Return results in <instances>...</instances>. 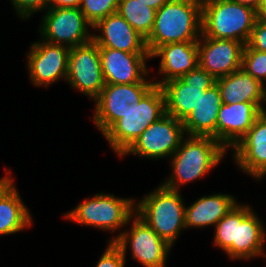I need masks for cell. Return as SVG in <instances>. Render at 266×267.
Masks as SVG:
<instances>
[{
	"mask_svg": "<svg viewBox=\"0 0 266 267\" xmlns=\"http://www.w3.org/2000/svg\"><path fill=\"white\" fill-rule=\"evenodd\" d=\"M247 74L266 84V52L254 50L247 44L242 54V67Z\"/></svg>",
	"mask_w": 266,
	"mask_h": 267,
	"instance_id": "obj_28",
	"label": "cell"
},
{
	"mask_svg": "<svg viewBox=\"0 0 266 267\" xmlns=\"http://www.w3.org/2000/svg\"><path fill=\"white\" fill-rule=\"evenodd\" d=\"M133 215H135L134 199L96 193L93 198L81 202L64 216L80 225L116 232L132 222Z\"/></svg>",
	"mask_w": 266,
	"mask_h": 267,
	"instance_id": "obj_6",
	"label": "cell"
},
{
	"mask_svg": "<svg viewBox=\"0 0 266 267\" xmlns=\"http://www.w3.org/2000/svg\"><path fill=\"white\" fill-rule=\"evenodd\" d=\"M150 57L161 58L159 73L164 76L154 82L161 86L166 81L181 78L199 65L198 43L178 42L159 46Z\"/></svg>",
	"mask_w": 266,
	"mask_h": 267,
	"instance_id": "obj_20",
	"label": "cell"
},
{
	"mask_svg": "<svg viewBox=\"0 0 266 267\" xmlns=\"http://www.w3.org/2000/svg\"><path fill=\"white\" fill-rule=\"evenodd\" d=\"M156 11L139 0H120L117 10L145 39L152 32Z\"/></svg>",
	"mask_w": 266,
	"mask_h": 267,
	"instance_id": "obj_25",
	"label": "cell"
},
{
	"mask_svg": "<svg viewBox=\"0 0 266 267\" xmlns=\"http://www.w3.org/2000/svg\"><path fill=\"white\" fill-rule=\"evenodd\" d=\"M129 231L113 236L109 242H114L126 257L129 245L133 259L144 267H166V260L172 248L151 227L136 214Z\"/></svg>",
	"mask_w": 266,
	"mask_h": 267,
	"instance_id": "obj_8",
	"label": "cell"
},
{
	"mask_svg": "<svg viewBox=\"0 0 266 267\" xmlns=\"http://www.w3.org/2000/svg\"><path fill=\"white\" fill-rule=\"evenodd\" d=\"M222 102L224 104H236L251 102L257 104L263 111V103L266 102V87L264 83L239 69L227 76L215 80Z\"/></svg>",
	"mask_w": 266,
	"mask_h": 267,
	"instance_id": "obj_22",
	"label": "cell"
},
{
	"mask_svg": "<svg viewBox=\"0 0 266 267\" xmlns=\"http://www.w3.org/2000/svg\"><path fill=\"white\" fill-rule=\"evenodd\" d=\"M247 45L254 50L266 52V20H256Z\"/></svg>",
	"mask_w": 266,
	"mask_h": 267,
	"instance_id": "obj_31",
	"label": "cell"
},
{
	"mask_svg": "<svg viewBox=\"0 0 266 267\" xmlns=\"http://www.w3.org/2000/svg\"><path fill=\"white\" fill-rule=\"evenodd\" d=\"M234 1L238 2L239 4L250 6L255 10H257V12L259 10L260 0H234Z\"/></svg>",
	"mask_w": 266,
	"mask_h": 267,
	"instance_id": "obj_34",
	"label": "cell"
},
{
	"mask_svg": "<svg viewBox=\"0 0 266 267\" xmlns=\"http://www.w3.org/2000/svg\"><path fill=\"white\" fill-rule=\"evenodd\" d=\"M82 0H46V10L57 8H80Z\"/></svg>",
	"mask_w": 266,
	"mask_h": 267,
	"instance_id": "obj_32",
	"label": "cell"
},
{
	"mask_svg": "<svg viewBox=\"0 0 266 267\" xmlns=\"http://www.w3.org/2000/svg\"><path fill=\"white\" fill-rule=\"evenodd\" d=\"M265 239V228L256 213L249 205L237 203L236 242L225 253L232 260H249L261 255L266 258Z\"/></svg>",
	"mask_w": 266,
	"mask_h": 267,
	"instance_id": "obj_17",
	"label": "cell"
},
{
	"mask_svg": "<svg viewBox=\"0 0 266 267\" xmlns=\"http://www.w3.org/2000/svg\"><path fill=\"white\" fill-rule=\"evenodd\" d=\"M237 166L251 177L261 180L266 176V111L233 147Z\"/></svg>",
	"mask_w": 266,
	"mask_h": 267,
	"instance_id": "obj_16",
	"label": "cell"
},
{
	"mask_svg": "<svg viewBox=\"0 0 266 267\" xmlns=\"http://www.w3.org/2000/svg\"><path fill=\"white\" fill-rule=\"evenodd\" d=\"M202 0H169L156 11L154 26L145 39L150 55L159 47L198 42L202 34Z\"/></svg>",
	"mask_w": 266,
	"mask_h": 267,
	"instance_id": "obj_1",
	"label": "cell"
},
{
	"mask_svg": "<svg viewBox=\"0 0 266 267\" xmlns=\"http://www.w3.org/2000/svg\"><path fill=\"white\" fill-rule=\"evenodd\" d=\"M222 104L220 90L215 83L205 90L196 108L182 121L185 134L210 136L217 140V119Z\"/></svg>",
	"mask_w": 266,
	"mask_h": 267,
	"instance_id": "obj_23",
	"label": "cell"
},
{
	"mask_svg": "<svg viewBox=\"0 0 266 267\" xmlns=\"http://www.w3.org/2000/svg\"><path fill=\"white\" fill-rule=\"evenodd\" d=\"M21 19L30 18L38 11L46 10V0H10Z\"/></svg>",
	"mask_w": 266,
	"mask_h": 267,
	"instance_id": "obj_30",
	"label": "cell"
},
{
	"mask_svg": "<svg viewBox=\"0 0 266 267\" xmlns=\"http://www.w3.org/2000/svg\"><path fill=\"white\" fill-rule=\"evenodd\" d=\"M199 66L215 80L242 67L245 44L232 39H216L201 34L198 40Z\"/></svg>",
	"mask_w": 266,
	"mask_h": 267,
	"instance_id": "obj_14",
	"label": "cell"
},
{
	"mask_svg": "<svg viewBox=\"0 0 266 267\" xmlns=\"http://www.w3.org/2000/svg\"><path fill=\"white\" fill-rule=\"evenodd\" d=\"M214 227L213 243L226 252L236 242L237 204Z\"/></svg>",
	"mask_w": 266,
	"mask_h": 267,
	"instance_id": "obj_26",
	"label": "cell"
},
{
	"mask_svg": "<svg viewBox=\"0 0 266 267\" xmlns=\"http://www.w3.org/2000/svg\"><path fill=\"white\" fill-rule=\"evenodd\" d=\"M105 84H133L148 75L150 54L128 53L112 48H99Z\"/></svg>",
	"mask_w": 266,
	"mask_h": 267,
	"instance_id": "obj_15",
	"label": "cell"
},
{
	"mask_svg": "<svg viewBox=\"0 0 266 267\" xmlns=\"http://www.w3.org/2000/svg\"><path fill=\"white\" fill-rule=\"evenodd\" d=\"M45 11L39 26L42 40L69 48L93 40V34L88 31V27H93L80 8H57Z\"/></svg>",
	"mask_w": 266,
	"mask_h": 267,
	"instance_id": "obj_10",
	"label": "cell"
},
{
	"mask_svg": "<svg viewBox=\"0 0 266 267\" xmlns=\"http://www.w3.org/2000/svg\"><path fill=\"white\" fill-rule=\"evenodd\" d=\"M236 204L235 198L229 194L202 196L185 208V226L186 228L216 226Z\"/></svg>",
	"mask_w": 266,
	"mask_h": 267,
	"instance_id": "obj_24",
	"label": "cell"
},
{
	"mask_svg": "<svg viewBox=\"0 0 266 267\" xmlns=\"http://www.w3.org/2000/svg\"><path fill=\"white\" fill-rule=\"evenodd\" d=\"M140 2L146 4L148 7H151L155 10L160 9L166 2L169 0H139Z\"/></svg>",
	"mask_w": 266,
	"mask_h": 267,
	"instance_id": "obj_33",
	"label": "cell"
},
{
	"mask_svg": "<svg viewBox=\"0 0 266 267\" xmlns=\"http://www.w3.org/2000/svg\"><path fill=\"white\" fill-rule=\"evenodd\" d=\"M66 81L73 89L92 99H95L104 88L99 48L93 40L70 48Z\"/></svg>",
	"mask_w": 266,
	"mask_h": 267,
	"instance_id": "obj_12",
	"label": "cell"
},
{
	"mask_svg": "<svg viewBox=\"0 0 266 267\" xmlns=\"http://www.w3.org/2000/svg\"><path fill=\"white\" fill-rule=\"evenodd\" d=\"M8 174L0 178V235L21 232L32 224L30 211Z\"/></svg>",
	"mask_w": 266,
	"mask_h": 267,
	"instance_id": "obj_21",
	"label": "cell"
},
{
	"mask_svg": "<svg viewBox=\"0 0 266 267\" xmlns=\"http://www.w3.org/2000/svg\"><path fill=\"white\" fill-rule=\"evenodd\" d=\"M34 42L27 54L30 80L36 87H47L59 79L66 81L70 48L41 39Z\"/></svg>",
	"mask_w": 266,
	"mask_h": 267,
	"instance_id": "obj_13",
	"label": "cell"
},
{
	"mask_svg": "<svg viewBox=\"0 0 266 267\" xmlns=\"http://www.w3.org/2000/svg\"><path fill=\"white\" fill-rule=\"evenodd\" d=\"M166 114L165 96L155 85L132 110L117 120L103 136L120 156L152 123Z\"/></svg>",
	"mask_w": 266,
	"mask_h": 267,
	"instance_id": "obj_5",
	"label": "cell"
},
{
	"mask_svg": "<svg viewBox=\"0 0 266 267\" xmlns=\"http://www.w3.org/2000/svg\"><path fill=\"white\" fill-rule=\"evenodd\" d=\"M179 192L161 184L135 203V214L171 246L186 229L185 203Z\"/></svg>",
	"mask_w": 266,
	"mask_h": 267,
	"instance_id": "obj_4",
	"label": "cell"
},
{
	"mask_svg": "<svg viewBox=\"0 0 266 267\" xmlns=\"http://www.w3.org/2000/svg\"><path fill=\"white\" fill-rule=\"evenodd\" d=\"M215 84V79L199 65L181 78L161 85L166 113L183 121L198 105L205 90Z\"/></svg>",
	"mask_w": 266,
	"mask_h": 267,
	"instance_id": "obj_11",
	"label": "cell"
},
{
	"mask_svg": "<svg viewBox=\"0 0 266 267\" xmlns=\"http://www.w3.org/2000/svg\"><path fill=\"white\" fill-rule=\"evenodd\" d=\"M145 78L140 83L105 84L95 100L93 121L104 134L117 120L139 105L142 98L156 85Z\"/></svg>",
	"mask_w": 266,
	"mask_h": 267,
	"instance_id": "obj_7",
	"label": "cell"
},
{
	"mask_svg": "<svg viewBox=\"0 0 266 267\" xmlns=\"http://www.w3.org/2000/svg\"><path fill=\"white\" fill-rule=\"evenodd\" d=\"M107 242L105 252L95 267H125V257L121 249L114 242Z\"/></svg>",
	"mask_w": 266,
	"mask_h": 267,
	"instance_id": "obj_29",
	"label": "cell"
},
{
	"mask_svg": "<svg viewBox=\"0 0 266 267\" xmlns=\"http://www.w3.org/2000/svg\"><path fill=\"white\" fill-rule=\"evenodd\" d=\"M227 150L213 137L186 136L171 156L172 175L162 185L180 191L182 185L202 178L220 163Z\"/></svg>",
	"mask_w": 266,
	"mask_h": 267,
	"instance_id": "obj_2",
	"label": "cell"
},
{
	"mask_svg": "<svg viewBox=\"0 0 266 267\" xmlns=\"http://www.w3.org/2000/svg\"><path fill=\"white\" fill-rule=\"evenodd\" d=\"M94 30L102 32L93 34V41L98 48H112L135 54H150L145 38L139 34L118 12L101 19Z\"/></svg>",
	"mask_w": 266,
	"mask_h": 267,
	"instance_id": "obj_18",
	"label": "cell"
},
{
	"mask_svg": "<svg viewBox=\"0 0 266 267\" xmlns=\"http://www.w3.org/2000/svg\"><path fill=\"white\" fill-rule=\"evenodd\" d=\"M257 19V10L234 0H202L203 36L246 45Z\"/></svg>",
	"mask_w": 266,
	"mask_h": 267,
	"instance_id": "obj_3",
	"label": "cell"
},
{
	"mask_svg": "<svg viewBox=\"0 0 266 267\" xmlns=\"http://www.w3.org/2000/svg\"><path fill=\"white\" fill-rule=\"evenodd\" d=\"M185 136L182 121L166 113L147 127L120 156L133 154L156 160L171 158Z\"/></svg>",
	"mask_w": 266,
	"mask_h": 267,
	"instance_id": "obj_9",
	"label": "cell"
},
{
	"mask_svg": "<svg viewBox=\"0 0 266 267\" xmlns=\"http://www.w3.org/2000/svg\"><path fill=\"white\" fill-rule=\"evenodd\" d=\"M258 18L266 20V0H260Z\"/></svg>",
	"mask_w": 266,
	"mask_h": 267,
	"instance_id": "obj_35",
	"label": "cell"
},
{
	"mask_svg": "<svg viewBox=\"0 0 266 267\" xmlns=\"http://www.w3.org/2000/svg\"><path fill=\"white\" fill-rule=\"evenodd\" d=\"M263 110L255 103L222 104L217 119V141L227 150L251 129Z\"/></svg>",
	"mask_w": 266,
	"mask_h": 267,
	"instance_id": "obj_19",
	"label": "cell"
},
{
	"mask_svg": "<svg viewBox=\"0 0 266 267\" xmlns=\"http://www.w3.org/2000/svg\"><path fill=\"white\" fill-rule=\"evenodd\" d=\"M119 2L120 0H82L80 10L93 27L101 19L116 13Z\"/></svg>",
	"mask_w": 266,
	"mask_h": 267,
	"instance_id": "obj_27",
	"label": "cell"
}]
</instances>
